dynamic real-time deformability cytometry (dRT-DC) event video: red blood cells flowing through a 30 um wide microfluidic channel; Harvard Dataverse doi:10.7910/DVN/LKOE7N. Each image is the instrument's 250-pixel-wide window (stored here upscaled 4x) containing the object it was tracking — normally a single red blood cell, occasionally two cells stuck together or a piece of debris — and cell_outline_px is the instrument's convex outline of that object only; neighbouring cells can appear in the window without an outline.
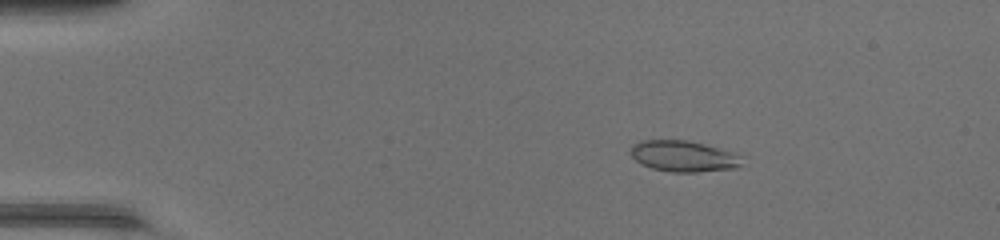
{"species": "common noctule bat (a hibernating species)", "species_latin": "Nyctalus noctula", "temperature_condition": "warm", "stored_images_in_passage": 48, "camera_frame_rate_fps": 3000, "um_per_image_px": 0.085, "animal": {"sex": "female", "body_mass_g": 17.0, "forearm_length_mm": 48.0}, "frame": {"image": 1, "passage_image": 9, "time_ms": 2.667, "image_size_px": [1000, 240], "cell_outline_px": [[740, 164], [736, 168], [696, 172], [672, 172], [652, 168], [640, 164], [628, 152], [632, 144], [640, 140], [688, 140], [704, 144], [732, 152], [740, 156]], "centroid_in_image_um": [58.02, 13.27], "position_along_channel_um": 27.0, "area_um2": 20.11}}
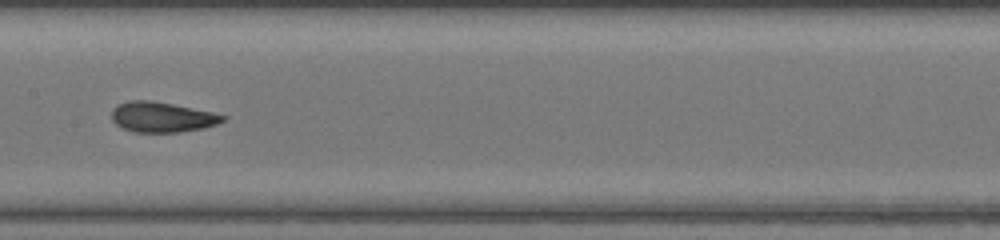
{"frame": {"image": 2, "passage_image": 26, "time_ms": 8.333, "image_size_px": [1000, 240], "cell_outline_px": [[228, 116], [224, 120], [216, 124], [204, 128], [180, 132], [136, 132], [124, 128], [116, 124], [112, 120], [112, 108], [116, 104], [128, 100], [148, 100], [172, 104], [212, 112]], "centroid_in_image_um": [13.75, 9.94], "position_along_channel_um": 193.6, "area_um2": 19.54}}
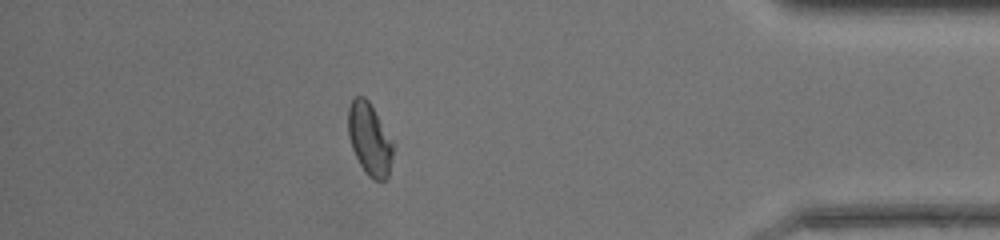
{"frame": {"image": 3, "passage_image": 43, "time_ms": 14.0, "image_size_px": [1000, 240], "cell_outline_px": [[396, 144], [388, 180], [372, 180], [368, 176], [360, 164], [352, 148], [348, 136], [348, 108], [352, 100], [356, 96], [364, 96], [368, 100]], "centroid_in_image_um": [31.46, 11.86], "position_along_channel_um": 403.7, "area_um2": 19.36}, "authors_computed_cell_mechanics": {"area_um2": 19.5653, "velocity_mm_per_s": 4.4052, "shape_relaxation_time_tau1_ms": null, "shape_relaxation_time_tau2_ms": 0.786, "deformation_change_tau1": null, "deformation_change_tau2": 0.0401}}